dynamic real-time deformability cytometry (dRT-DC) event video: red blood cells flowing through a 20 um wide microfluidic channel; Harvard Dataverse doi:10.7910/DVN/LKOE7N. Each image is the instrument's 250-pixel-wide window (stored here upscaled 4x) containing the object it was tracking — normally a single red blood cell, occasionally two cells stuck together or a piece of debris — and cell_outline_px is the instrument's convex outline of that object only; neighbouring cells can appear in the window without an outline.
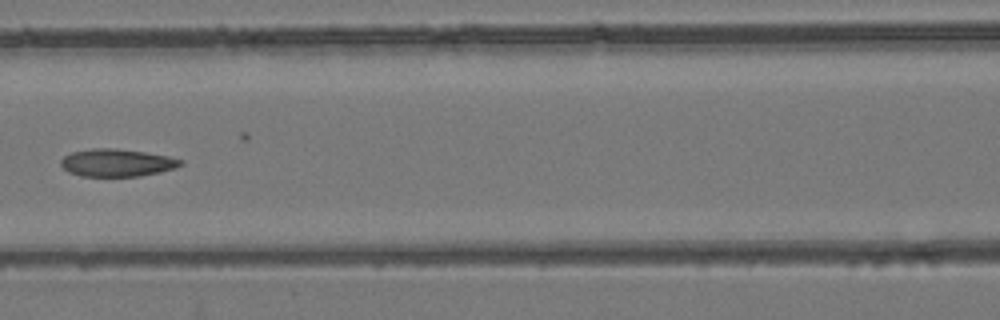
{"species": "common noctule bat (a hibernating species)", "species_latin": "Nyctalus noctula", "temperature_condition": "room temperature", "stored_images_in_passage": 10, "camera_frame_rate_fps": 3000, "um_per_image_px": 0.085, "animal": {"sex": "female", "body_mass_g": 24.6, "forearm_length_mm": 56.2}, "frame": {"image": 1, "passage_image": 6, "time_ms": 1.667, "image_size_px": [1000, 320], "cell_outline_px": [[184, 164], [176, 168], [160, 172], [140, 176], [80, 176], [68, 172], [60, 164], [60, 160], [64, 156], [72, 152], [92, 148], [116, 148], [144, 152], [168, 156], [184, 160]], "centroid_in_image_um": [9.95, 13.83], "position_along_channel_um": 156.6, "area_um2": 19.36}}
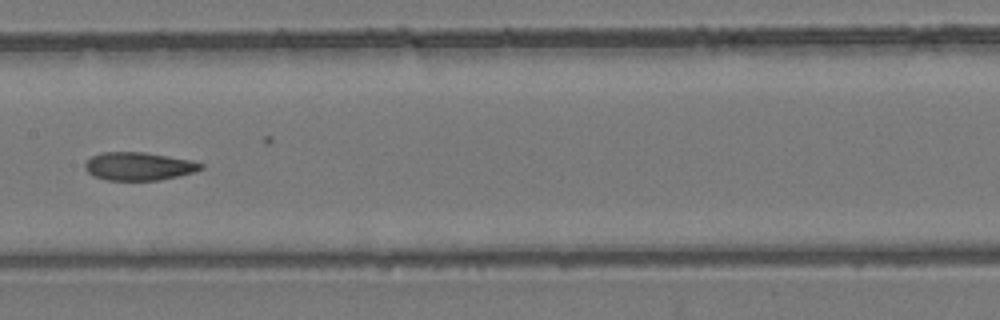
{"frame": {"image": 2, "passage_image": 7, "time_ms": 2.0, "image_size_px": [1000, 320], "cell_outline_px": [[204, 168], [192, 172], [160, 180], [108, 180], [92, 176], [84, 168], [84, 164], [92, 156], [100, 152], [144, 152], [192, 160], [204, 164]], "centroid_in_image_um": [11.77, 14.13], "position_along_channel_um": 195.6, "area_um2": 18.96}}